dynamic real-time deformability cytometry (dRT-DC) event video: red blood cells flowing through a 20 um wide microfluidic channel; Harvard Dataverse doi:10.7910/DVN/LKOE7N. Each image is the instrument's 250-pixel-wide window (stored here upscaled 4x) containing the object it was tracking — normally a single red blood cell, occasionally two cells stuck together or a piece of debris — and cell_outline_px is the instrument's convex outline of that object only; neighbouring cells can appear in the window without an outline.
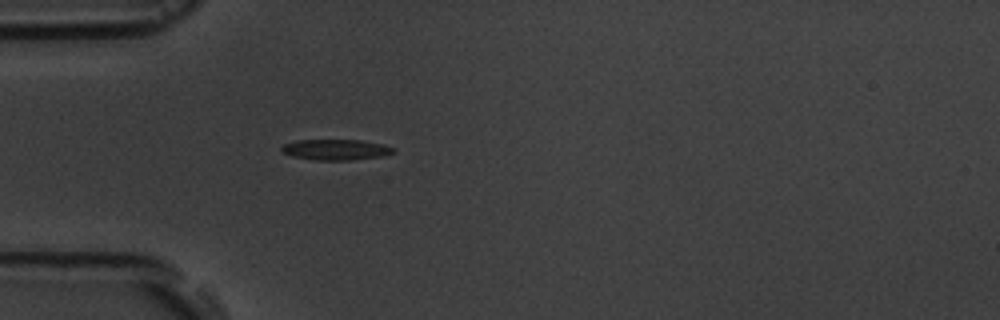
{"species": "common noctule bat (a hibernating species)", "species_latin": "Nyctalus noctula", "temperature_condition": "room temperature", "stored_images_in_passage": 4, "camera_frame_rate_fps": 3000, "um_per_image_px": 0.085, "animal": {"sex": "male", "body_mass_g": 19.5, "forearm_length_mm": 54.6}, "frame": {"image": 1, "passage_image": 4, "time_ms": 4.333, "image_size_px": [1000, 320], "cell_outline_px": [[396, 152], [384, 156], [348, 160], [312, 160], [292, 156], [284, 152], [280, 148], [284, 144], [296, 140], [360, 140], [384, 144], [396, 148]], "centroid_in_image_um": [28.59, 12.72], "position_along_channel_um": 56.4, "area_um2": 13.58}}